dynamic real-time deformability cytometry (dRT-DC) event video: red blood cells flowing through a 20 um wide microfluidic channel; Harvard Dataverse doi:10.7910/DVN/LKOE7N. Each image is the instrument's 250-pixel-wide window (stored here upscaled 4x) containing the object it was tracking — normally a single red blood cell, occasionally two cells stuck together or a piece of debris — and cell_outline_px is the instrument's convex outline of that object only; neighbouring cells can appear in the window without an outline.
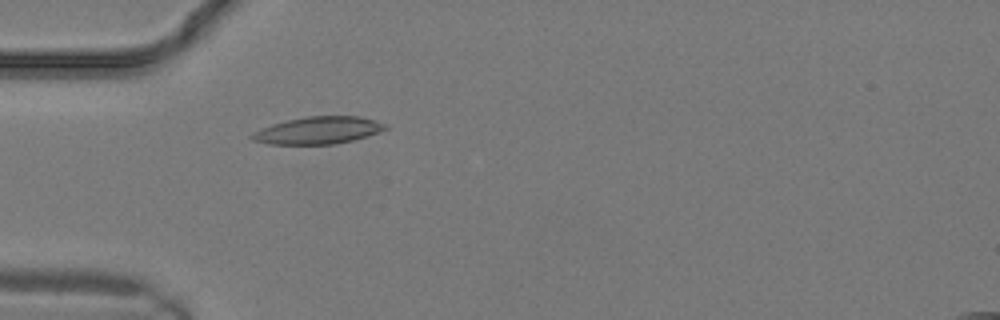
{"species": "common noctule bat (a hibernating species)", "species_latin": "Nyctalus noctula", "temperature_condition": "warm", "stored_images_in_passage": 6, "camera_frame_rate_fps": 3000, "um_per_image_px": 0.085, "animal": {"sex": "male", "body_mass_g": 19.2, "forearm_length_mm": 51.8}, "frame": {"image": 1, "passage_image": 1, "time_ms": 0.0, "image_size_px": [1000, 320], "cell_outline_px": [[388, 128], [380, 132], [352, 140], [332, 144], [268, 144], [252, 140], [248, 136], [252, 132], [260, 128], [272, 124], [288, 120], [308, 116], [360, 116], [388, 124]], "centroid_in_image_um": [27.02, 11.08], "position_along_channel_um": 58.0, "area_um2": 21.21}}
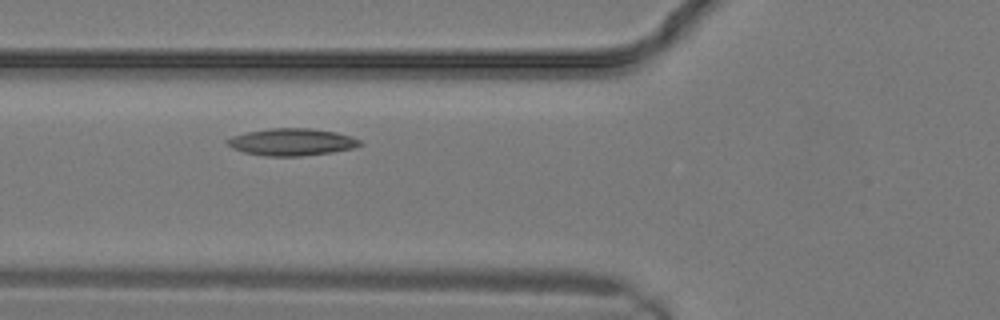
{"frame": {"image": 2, "passage_image": 3, "time_ms": 0.667, "image_size_px": [1000, 320], "cell_outline_px": [[364, 144], [352, 148], [332, 152], [300, 156], [268, 156], [244, 152], [232, 148], [224, 140], [232, 136], [248, 132], [272, 128], [308, 128], [336, 132], [352, 136], [360, 140]], "centroid_in_image_um": [24.81, 12.07], "position_along_channel_um": 101.0, "area_um2": 20.87}}
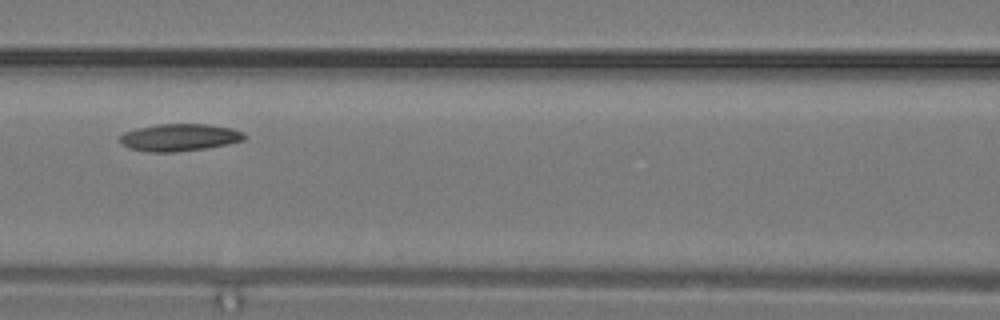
{"frame": {"image": 3, "passage_image": 5, "time_ms": 1.333, "image_size_px": [1000, 320], "cell_outline_px": [[248, 136], [244, 140], [228, 144], [204, 148], [176, 152], [148, 152], [128, 148], [120, 140], [120, 136], [124, 132], [136, 128], [156, 124], [208, 124], [232, 128], [244, 132]], "centroid_in_image_um": [15.28, 11.67], "position_along_channel_um": 151.3, "area_um2": 19.88}}